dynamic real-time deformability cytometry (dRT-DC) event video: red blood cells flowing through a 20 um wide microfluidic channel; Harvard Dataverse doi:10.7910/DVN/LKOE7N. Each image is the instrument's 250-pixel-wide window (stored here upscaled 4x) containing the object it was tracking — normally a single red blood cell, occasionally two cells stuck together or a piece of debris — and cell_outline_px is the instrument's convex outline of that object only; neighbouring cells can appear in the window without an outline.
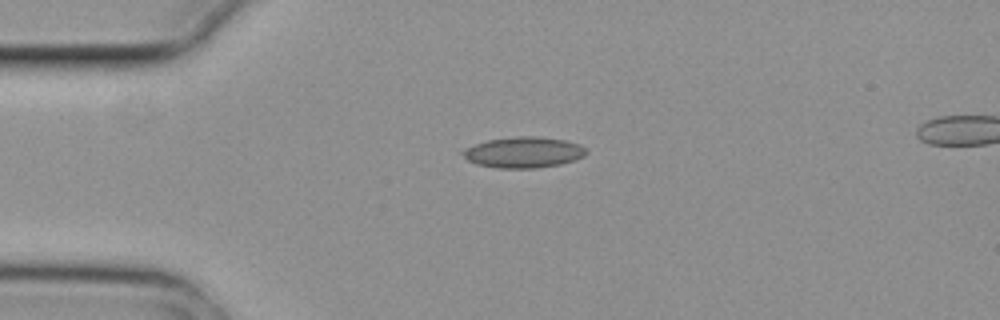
{"species": "common noctule bat (a hibernating species)", "species_latin": "Nyctalus noctula", "temperature_condition": "cold", "stored_images_in_passage": 3, "camera_frame_rate_fps": 3000, "um_per_image_px": 0.085, "animal": {"sex": "female", "body_mass_g": 29.2, "forearm_length_mm": 56.3}, "frame": {"image": 1, "passage_image": 1, "time_ms": 0.0, "image_size_px": [1000, 320], "cell_outline_px": [[588, 152], [584, 156], [576, 160], [560, 164], [536, 168], [496, 168], [476, 164], [468, 160], [460, 152], [464, 148], [488, 140], [520, 136], [536, 136], [564, 140], [580, 144]], "centroid_in_image_um": [44.51, 12.95], "position_along_channel_um": 40.5, "area_um2": 22.2}}